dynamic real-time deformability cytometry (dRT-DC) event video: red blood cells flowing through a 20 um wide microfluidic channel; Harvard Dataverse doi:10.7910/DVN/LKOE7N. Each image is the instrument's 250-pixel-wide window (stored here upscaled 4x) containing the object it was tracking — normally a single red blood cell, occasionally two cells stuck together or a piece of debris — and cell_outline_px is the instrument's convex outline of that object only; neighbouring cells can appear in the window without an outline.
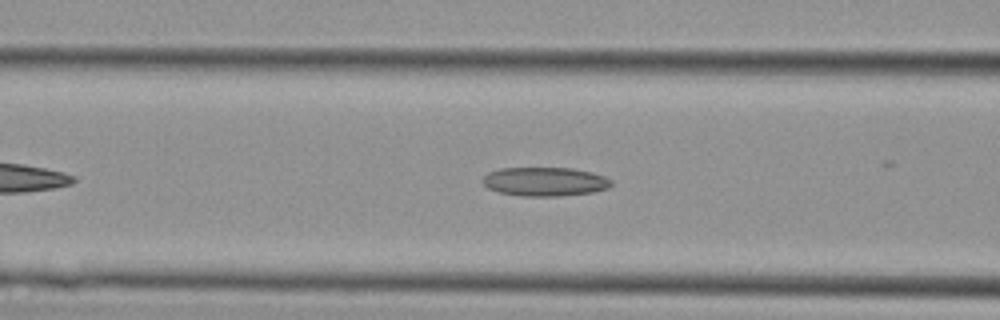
{"species": "Egyptian fruit bat (a non-hibernating species)", "species_latin": "Rousettus aegyptiacus", "temperature_condition": "cold", "stored_images_in_passage": 26, "camera_frame_rate_fps": 3000, "um_per_image_px": 0.085, "animal": {"sex": "female"}, "frame": {"image": 1, "passage_image": 8, "time_ms": 2.333, "image_size_px": [1000, 320], "cell_outline_px": [[612, 184], [608, 188], [592, 192], [556, 196], [520, 196], [496, 192], [488, 188], [484, 184], [484, 176], [488, 172], [500, 168], [572, 168], [592, 172], [604, 176], [612, 180]], "centroid_in_image_um": [46.31, 15.44], "position_along_channel_um": 120.3, "area_um2": 21.68}}
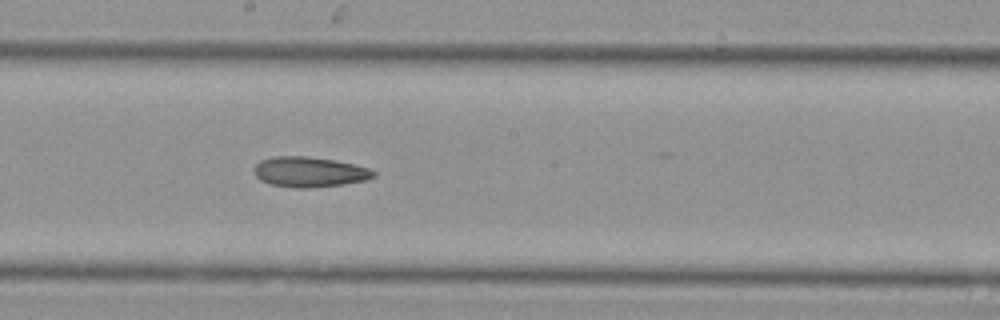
{"frame": {"image": 2, "passage_image": 14, "time_ms": 4.333, "image_size_px": [1000, 320], "cell_outline_px": [[376, 176], [364, 180], [340, 184], [308, 188], [296, 188], [272, 184], [260, 180], [256, 176], [256, 164], [260, 160], [272, 156], [308, 156], [332, 160], [352, 164], [368, 168], [376, 172]], "centroid_in_image_um": [26.28, 14.6], "position_along_channel_um": 221.9, "area_um2": 20.69}}
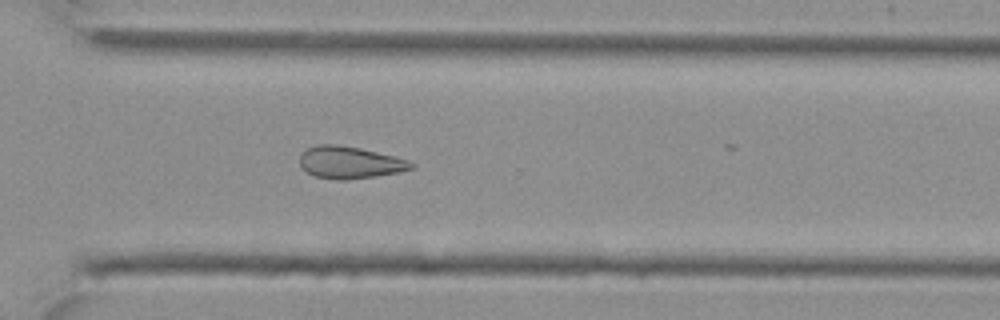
{"frame": {"image": 3, "passage_image": 21, "time_ms": 6.667, "image_size_px": [1000, 320], "cell_outline_px": [[416, 168], [396, 172], [372, 176], [344, 180], [336, 180], [316, 176], [308, 172], [300, 164], [300, 152], [308, 148], [320, 144], [336, 144], [360, 148], [396, 156], [408, 160], [416, 164]], "centroid_in_image_um": [29.75, 13.79], "position_along_channel_um": 340.8, "area_um2": 20.75}}